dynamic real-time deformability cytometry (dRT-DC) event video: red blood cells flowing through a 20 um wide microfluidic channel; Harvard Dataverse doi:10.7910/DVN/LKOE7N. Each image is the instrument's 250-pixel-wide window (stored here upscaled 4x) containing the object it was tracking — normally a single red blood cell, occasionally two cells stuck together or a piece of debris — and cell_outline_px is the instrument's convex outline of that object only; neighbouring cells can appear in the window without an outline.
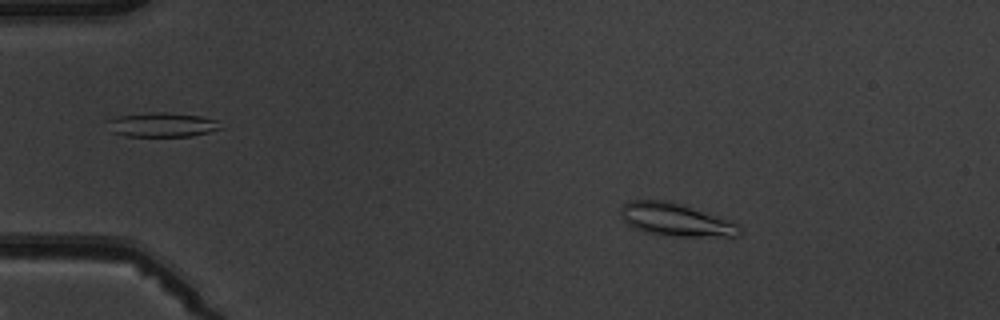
{"species": "common noctule bat (a hibernating species)", "species_latin": "Nyctalus noctula", "temperature_condition": "warm", "stored_images_in_passage": 5, "camera_frame_rate_fps": 3000, "um_per_image_px": 0.085, "animal": {"sex": "male", "body_mass_g": 19.5, "forearm_length_mm": 54.6}, "frame": {"image": 1, "passage_image": 2, "time_ms": 1.333, "image_size_px": [1000, 320], "cell_outline_px": [[740, 232], [736, 236], [676, 236], [648, 232], [632, 228], [620, 216], [620, 208], [628, 200], [672, 200], [732, 220], [740, 224]], "centroid_in_image_um": [57.44, 18.64], "position_along_channel_um": 27.6, "area_um2": 23.0}}